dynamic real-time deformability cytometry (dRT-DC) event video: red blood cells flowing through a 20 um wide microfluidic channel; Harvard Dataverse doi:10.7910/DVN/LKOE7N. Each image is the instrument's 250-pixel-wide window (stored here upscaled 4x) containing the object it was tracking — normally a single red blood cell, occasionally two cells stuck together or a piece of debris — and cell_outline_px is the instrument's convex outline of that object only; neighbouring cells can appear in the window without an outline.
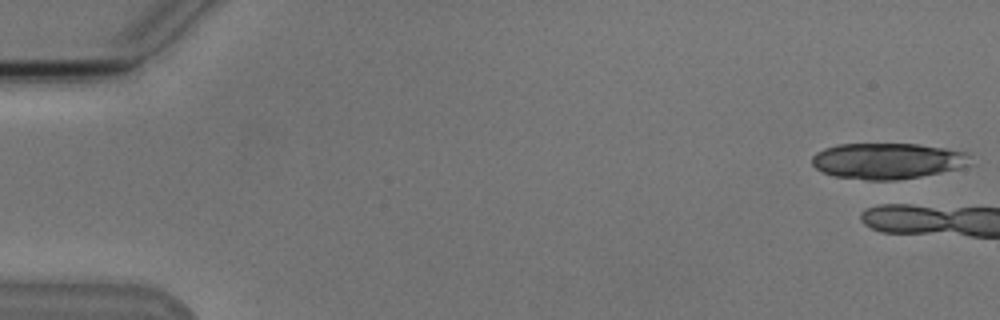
{"species": "Egyptian fruit bat (a non-hibernating species)", "species_latin": "Rousettus aegyptiacus", "temperature_condition": "cold", "stored_images_in_passage": 4, "camera_frame_rate_fps": 3000, "um_per_image_px": 0.085, "animal": {"sex": "male"}, "frame": {"image": 1, "passage_image": 1, "time_ms": 0.0, "image_size_px": [1000, 320], "cell_outline_px": [[968, 164], [956, 168], [940, 172], [920, 176], [896, 180], [868, 180], [836, 176], [824, 172], [816, 168], [812, 164], [812, 156], [816, 152], [824, 148], [836, 144], [920, 144], [944, 148], [964, 152], [968, 156]], "centroid_in_image_um": [75.36, 13.67], "position_along_channel_um": 9.6, "area_um2": 32.71}}